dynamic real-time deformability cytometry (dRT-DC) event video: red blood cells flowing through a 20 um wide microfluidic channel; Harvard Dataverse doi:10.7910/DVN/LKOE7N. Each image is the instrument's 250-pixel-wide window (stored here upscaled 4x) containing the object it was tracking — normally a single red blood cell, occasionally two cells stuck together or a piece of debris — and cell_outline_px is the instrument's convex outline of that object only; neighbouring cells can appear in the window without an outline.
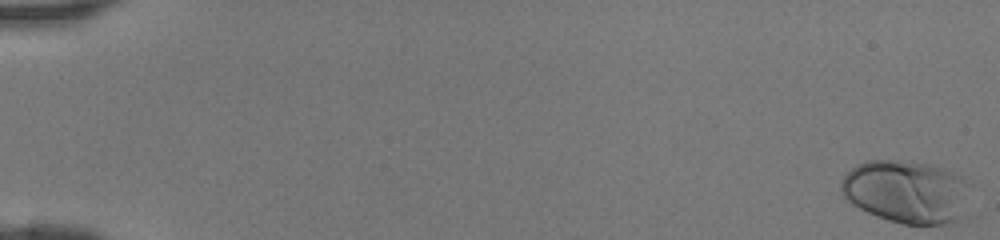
{"species": "human", "species_latin": "Homo sapiens", "temperature_condition": "room temperature", "stored_images_in_passage": 47, "camera_frame_rate_fps": 3000, "um_per_image_px": 0.085, "donor": {"sex": "female"}, "frame": {"image": 1, "passage_image": 1, "time_ms": 0.0, "image_size_px": [1000, 240], "cell_outline_px": [[972, 184], [960, 220], [944, 224], [904, 224], [888, 220], [876, 216], [852, 204], [840, 192], [840, 180], [856, 164], [864, 160], [900, 160], [928, 164], [944, 168], [972, 180]], "centroid_in_image_um": [77.08, 16.27], "position_along_channel_um": 7.9, "area_um2": 48.03}}
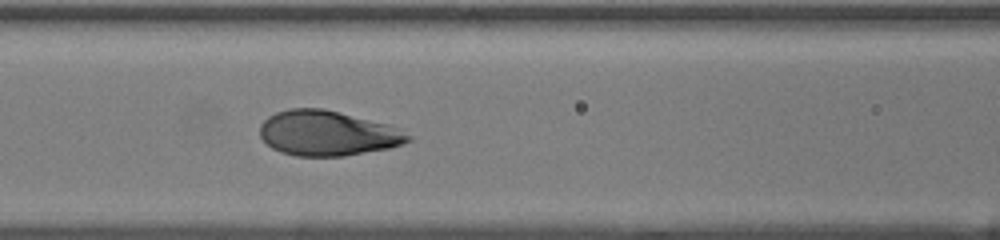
{"frame": {"image": 2, "passage_image": 22, "time_ms": 7.0, "image_size_px": [1000, 240], "cell_outline_px": [[412, 140], [388, 148], [344, 156], [296, 156], [280, 152], [272, 148], [260, 136], [260, 124], [268, 116], [276, 112], [288, 108], [324, 108], [388, 124], [412, 136]], "centroid_in_image_um": [27.81, 11.32], "position_along_channel_um": 138.8, "area_um2": 38.84}}
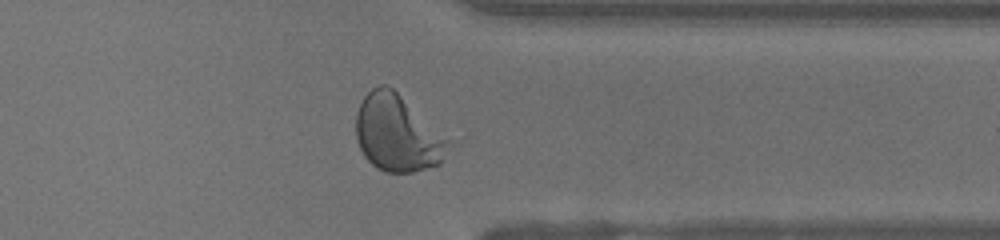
{"frame": {"image": 3, "passage_image": 38, "time_ms": 12.333, "image_size_px": [1000, 240], "cell_outline_px": [[448, 140], [440, 164], [412, 172], [384, 172], [376, 168], [364, 156], [356, 140], [356, 112], [364, 96], [372, 88], [380, 84], [384, 84], [392, 88]], "centroid_in_image_um": [33.69, 11.35], "position_along_channel_um": 377.7, "area_um2": 40.17}}